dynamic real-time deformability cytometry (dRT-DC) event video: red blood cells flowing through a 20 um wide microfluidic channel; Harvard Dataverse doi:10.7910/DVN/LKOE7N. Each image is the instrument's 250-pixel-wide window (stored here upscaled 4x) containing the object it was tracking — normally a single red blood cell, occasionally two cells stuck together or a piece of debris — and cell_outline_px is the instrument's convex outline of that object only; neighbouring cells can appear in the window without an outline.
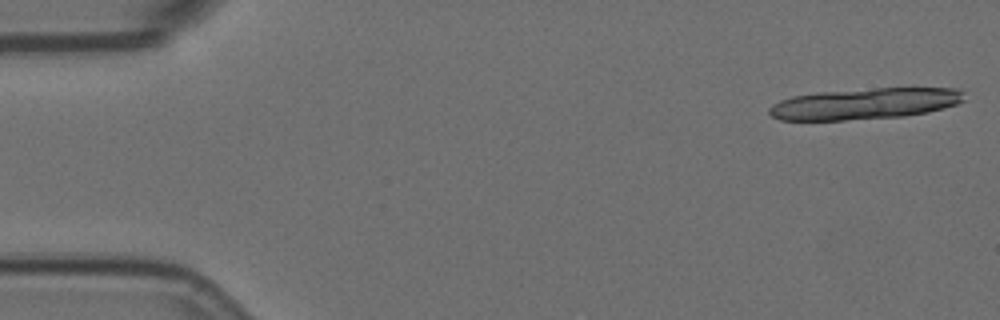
{"species": "Egyptian fruit bat (a non-hibernating species)", "species_latin": "Rousettus aegyptiacus", "temperature_condition": "room temperature", "stored_images_in_passage": 5, "camera_frame_rate_fps": 3000, "um_per_image_px": 0.085, "animal": {"sex": "female"}, "frame": {"image": 1, "passage_image": 1, "time_ms": 0.0, "image_size_px": [1000, 320], "cell_outline_px": [[964, 100], [956, 104], [944, 108], [928, 112], [904, 116], [844, 120], [780, 120], [772, 116], [768, 112], [768, 108], [772, 104], [780, 100], [792, 96], [816, 92], [876, 88], [960, 88], [964, 92]], "centroid_in_image_um": [73.5, 8.81], "position_along_channel_um": 11.5, "area_um2": 35.55}}
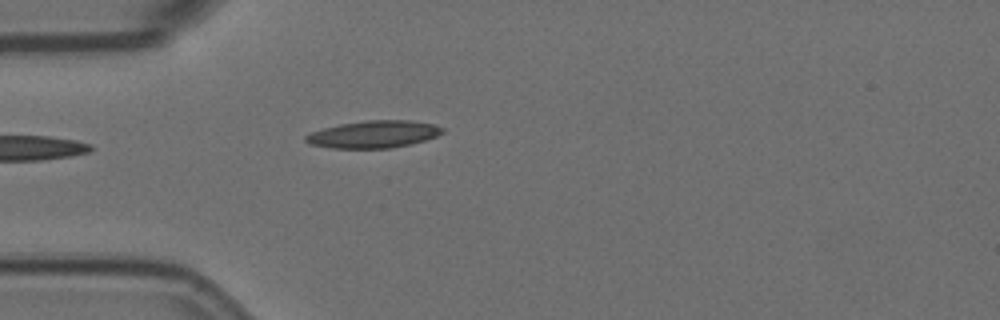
{"frame": {"image": 2, "passage_image": 5, "time_ms": 1.333, "image_size_px": [1000, 320], "cell_outline_px": [[444, 132], [436, 136], [424, 140], [392, 148], [332, 148], [312, 144], [304, 140], [304, 136], [312, 132], [324, 128], [340, 124], [368, 120], [408, 120], [436, 124], [444, 128]], "centroid_in_image_um": [31.78, 11.4], "position_along_channel_um": 53.2, "area_um2": 21.56}}